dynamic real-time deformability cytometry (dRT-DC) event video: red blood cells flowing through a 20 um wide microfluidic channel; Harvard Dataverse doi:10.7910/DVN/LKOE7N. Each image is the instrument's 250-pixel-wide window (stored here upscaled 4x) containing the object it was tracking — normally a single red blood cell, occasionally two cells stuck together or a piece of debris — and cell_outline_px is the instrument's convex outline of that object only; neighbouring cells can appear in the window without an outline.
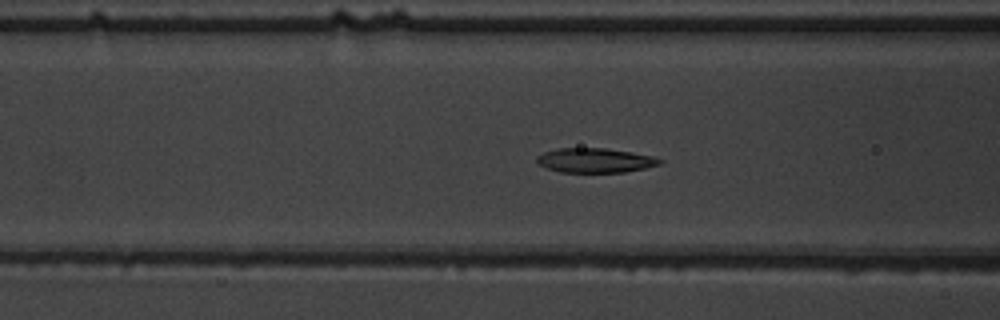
{"species": "common noctule bat (a hibernating species)", "species_latin": "Nyctalus noctula", "temperature_condition": "warm", "stored_images_in_passage": 43, "camera_frame_rate_fps": 3000, "um_per_image_px": 0.085, "animal": {"sex": "male", "body_mass_g": 19.5, "forearm_length_mm": 54.6}, "frame": {"image": 1, "passage_image": 10, "time_ms": 3.0, "image_size_px": [1000, 320], "cell_outline_px": [[664, 160], [660, 164], [644, 168], [624, 172], [560, 172], [548, 168], [540, 164], [536, 160], [536, 156], [544, 152], [560, 148], [604, 148], [632, 152], [652, 156]], "centroid_in_image_um": [50.59, 13.63], "position_along_channel_um": 116.0, "area_um2": 17.4}}
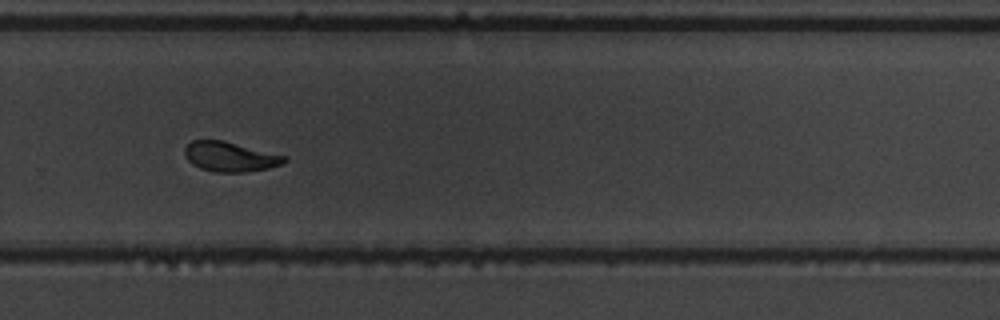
{"frame": {"image": 2, "passage_image": 26, "time_ms": 8.333, "image_size_px": [1000, 320], "cell_outline_px": [[288, 160], [284, 164], [268, 168], [244, 172], [212, 172], [200, 168], [192, 164], [184, 156], [184, 148], [192, 140], [224, 140], [288, 156]], "centroid_in_image_um": [19.58, 13.32], "position_along_channel_um": 310.2, "area_um2": 17.57}}
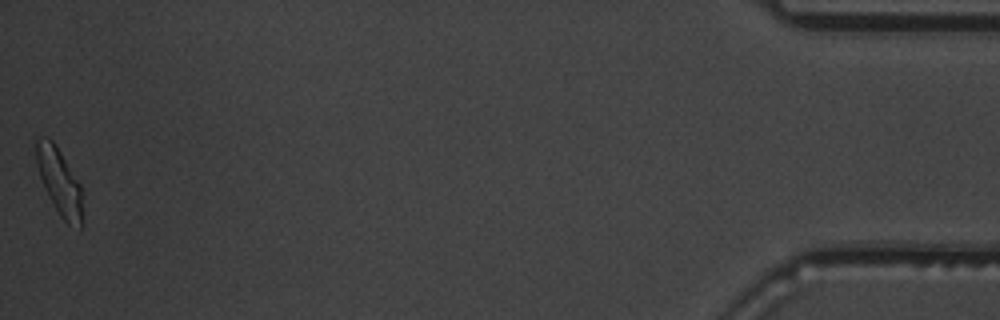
{"frame": {"image": 3, "passage_image": 43, "time_ms": 14.0, "image_size_px": [1000, 320], "cell_outline_px": [[80, 228], [68, 224], [60, 216], [40, 176], [36, 164], [36, 140], [40, 136], [44, 136], [52, 140], [60, 152], [80, 184]], "centroid_in_image_um": [5.01, 15.37], "position_along_channel_um": 430.2, "area_um2": 16.94}, "authors_computed_cell_mechanics": {"area_um2": 17.918, "velocity_mm_per_s": 3.6518, "shape_relaxation_time_tau1_ms": 3.9041, "shape_relaxation_time_tau2_ms": 3.0785, "deformation_change_tau1": 0.1633, "deformation_change_tau2": 0.0563}}